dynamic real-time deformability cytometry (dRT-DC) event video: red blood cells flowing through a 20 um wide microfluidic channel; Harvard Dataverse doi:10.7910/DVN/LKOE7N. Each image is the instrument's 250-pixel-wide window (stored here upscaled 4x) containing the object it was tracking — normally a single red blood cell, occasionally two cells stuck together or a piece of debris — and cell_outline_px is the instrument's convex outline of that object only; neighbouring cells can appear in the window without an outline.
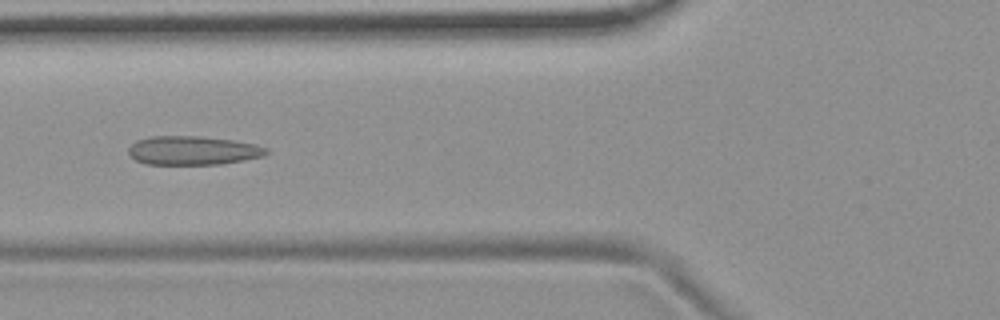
{"species": "common noctule bat (a hibernating species)", "species_latin": "Nyctalus noctula", "temperature_condition": "room temperature", "stored_images_in_passage": 7, "camera_frame_rate_fps": 3000, "um_per_image_px": 0.085, "animal": {"sex": "female", "body_mass_g": 19.9}, "frame": {"image": 1, "passage_image": 6, "time_ms": 6.333, "image_size_px": [1000, 320], "cell_outline_px": [[268, 152], [264, 156], [244, 160], [220, 164], [144, 164], [136, 160], [128, 152], [128, 148], [136, 140], [152, 136], [200, 136], [232, 140], [256, 144], [268, 148]], "centroid_in_image_um": [16.4, 12.79], "position_along_channel_um": 109.4, "area_um2": 23.18}}
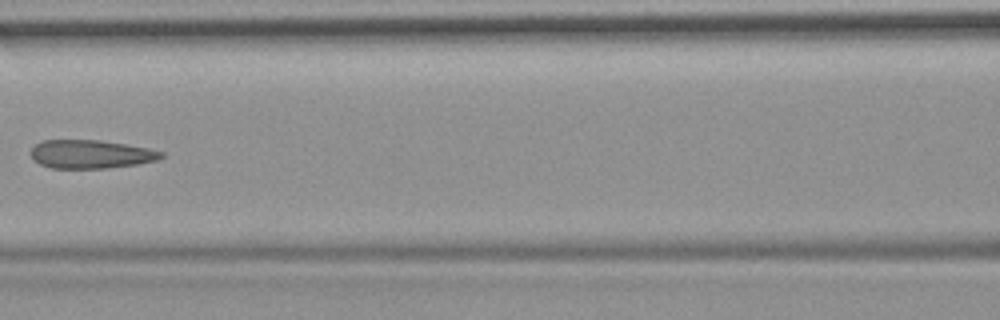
{"frame": {"image": 2, "passage_image": 7, "time_ms": 7.667, "image_size_px": [1000, 320], "cell_outline_px": [[164, 156], [160, 160], [136, 164], [108, 168], [52, 168], [40, 164], [32, 156], [32, 148], [36, 144], [44, 140], [100, 140], [128, 144], [148, 148], [164, 152]], "centroid_in_image_um": [7.78, 13.1], "position_along_channel_um": 158.8, "area_um2": 21.62}}